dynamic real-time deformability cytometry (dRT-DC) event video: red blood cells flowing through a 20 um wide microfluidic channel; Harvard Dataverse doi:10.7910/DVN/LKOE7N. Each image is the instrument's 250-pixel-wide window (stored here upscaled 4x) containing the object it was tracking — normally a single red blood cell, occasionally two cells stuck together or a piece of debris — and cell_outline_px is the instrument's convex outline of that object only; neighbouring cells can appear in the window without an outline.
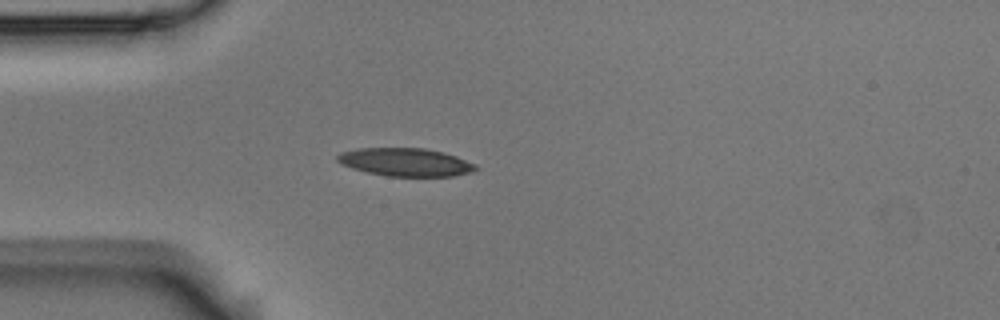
{"species": "Egyptian fruit bat (a non-hibernating species)", "species_latin": "Rousettus aegyptiacus", "temperature_condition": "room temperature", "stored_images_in_passage": 3, "camera_frame_rate_fps": 3000, "um_per_image_px": 0.085, "animal": {"sex": "male"}, "frame": {"image": 1, "passage_image": 2, "time_ms": 0.333, "image_size_px": [1000, 320], "cell_outline_px": [[480, 168], [472, 172], [452, 176], [388, 176], [368, 172], [352, 168], [340, 164], [336, 160], [336, 156], [340, 152], [360, 148], [424, 148], [444, 152], [456, 156], [476, 164]], "centroid_in_image_um": [34.48, 13.78], "position_along_channel_um": 50.5, "area_um2": 22.72}}